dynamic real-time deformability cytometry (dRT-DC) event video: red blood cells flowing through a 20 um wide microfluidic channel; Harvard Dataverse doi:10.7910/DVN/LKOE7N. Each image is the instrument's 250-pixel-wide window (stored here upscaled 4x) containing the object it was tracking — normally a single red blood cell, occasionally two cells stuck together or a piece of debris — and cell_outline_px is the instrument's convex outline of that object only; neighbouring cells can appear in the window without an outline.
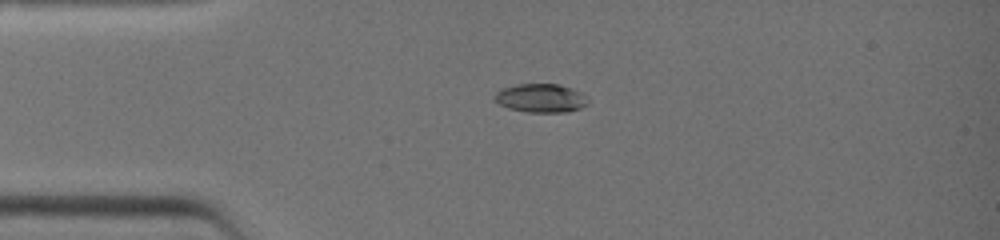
{"species": "common noctule bat (a hibernating species)", "species_latin": "Nyctalus noctula", "temperature_condition": "warm", "stored_images_in_passage": 12, "camera_frame_rate_fps": 3000, "um_per_image_px": 0.085, "animal": {"sex": "female", "body_mass_g": 19.0, "forearm_length_mm": 51.5}, "frame": {"image": 1, "passage_image": 1, "time_ms": 0.0, "image_size_px": [1000, 240], "cell_outline_px": [[588, 104], [580, 108], [568, 112], [528, 112], [508, 108], [500, 104], [492, 96], [496, 92], [504, 88], [516, 84], [560, 84], [572, 88], [588, 96]], "centroid_in_image_um": [46.0, 8.33], "position_along_channel_um": 39.0, "area_um2": 15.66}}
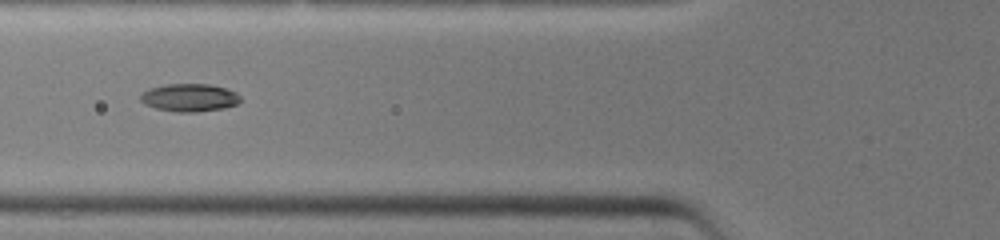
{"frame": {"image": 2, "passage_image": 7, "time_ms": 2.0, "image_size_px": [1000, 240], "cell_outline_px": [[240, 100], [236, 104], [224, 108], [196, 112], [180, 112], [156, 108], [144, 104], [140, 100], [140, 96], [148, 88], [164, 84], [208, 84], [224, 88], [236, 92], [240, 96]], "centroid_in_image_um": [16.08, 8.29], "position_along_channel_um": 109.7, "area_um2": 16.13}}
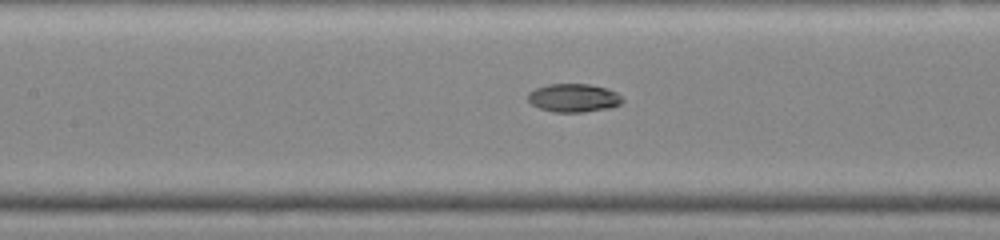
{"frame": {"image": 3, "passage_image": 10, "time_ms": 3.0, "image_size_px": [1000, 240], "cell_outline_px": [[624, 100], [620, 104], [608, 108], [584, 112], [556, 112], [540, 108], [532, 104], [528, 100], [528, 92], [536, 88], [548, 84], [588, 84], [604, 88], [616, 92]], "centroid_in_image_um": [48.74, 8.32], "position_along_channel_um": 158.7, "area_um2": 15.43}}